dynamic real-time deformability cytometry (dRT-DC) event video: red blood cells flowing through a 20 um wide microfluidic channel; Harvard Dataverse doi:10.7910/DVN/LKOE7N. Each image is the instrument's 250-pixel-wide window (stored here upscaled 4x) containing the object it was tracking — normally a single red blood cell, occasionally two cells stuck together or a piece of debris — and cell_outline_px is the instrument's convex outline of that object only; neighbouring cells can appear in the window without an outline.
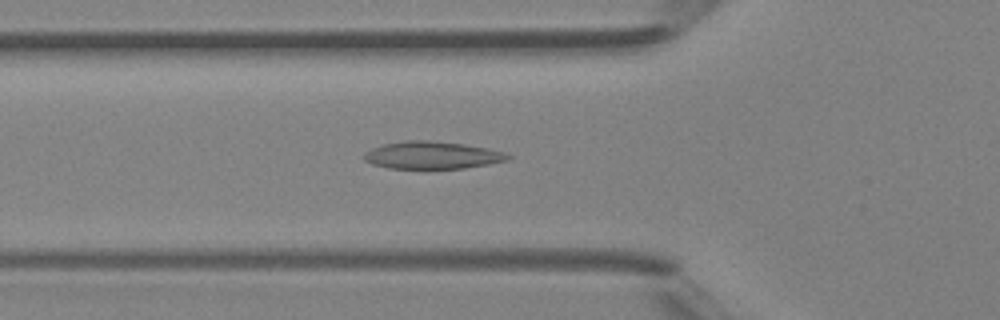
{"species": "Egyptian fruit bat (a non-hibernating species)", "species_latin": "Rousettus aegyptiacus", "temperature_condition": "room temperature", "stored_images_in_passage": 39, "segment_of_instrument_passage": [1, 2], "camera_frame_rate_fps": 3000, "um_per_image_px": 0.085, "animal": {"sex": "female"}, "frame": {"image": 1, "passage_image": 8, "time_ms": 2.333, "image_size_px": [1000, 320], "cell_outline_px": [[512, 156], [508, 160], [488, 164], [464, 168], [388, 168], [372, 164], [364, 160], [364, 152], [372, 148], [384, 144], [404, 140], [428, 140], [464, 144], [488, 148], [504, 152]], "centroid_in_image_um": [36.72, 13.18], "position_along_channel_um": 89.1, "area_um2": 22.95}}
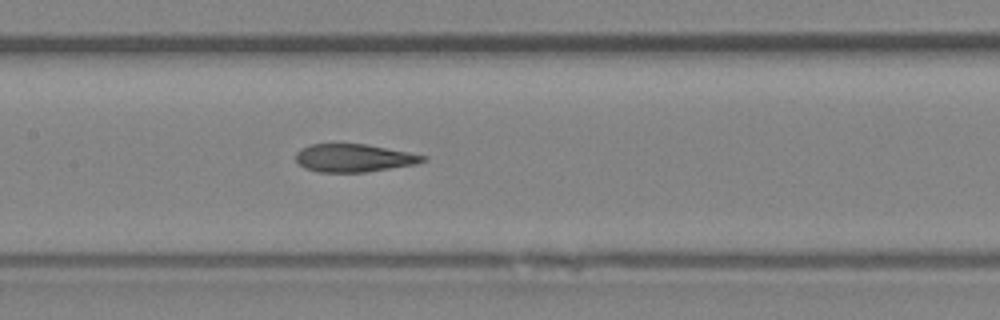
{"frame": {"image": 2, "passage_image": 14, "time_ms": 4.333, "image_size_px": [1000, 320], "cell_outline_px": [[428, 160], [416, 164], [364, 172], [320, 172], [304, 168], [296, 160], [296, 152], [300, 148], [308, 144], [364, 144], [408, 152], [428, 156]], "centroid_in_image_um": [30.07, 13.42], "position_along_channel_um": 177.3, "area_um2": 20.63}}
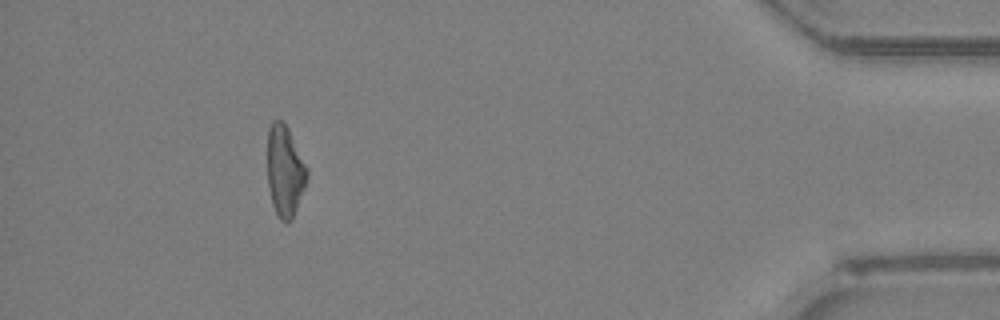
{"frame": {"image": 3, "passage_image": 34, "time_ms": 11.0, "image_size_px": [1000, 320], "cell_outline_px": [[308, 176], [304, 188], [292, 220], [280, 220], [272, 204], [268, 184], [268, 128], [272, 120], [280, 120], [288, 128], [308, 168]], "centroid_in_image_um": [24.22, 14.52], "position_along_channel_um": 411.0, "area_um2": 20.81}}